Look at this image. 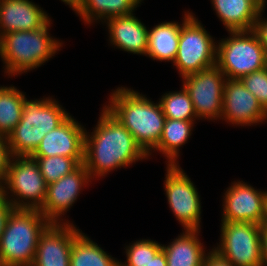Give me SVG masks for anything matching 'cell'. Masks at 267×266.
Masks as SVG:
<instances>
[{"instance_id": "obj_12", "label": "cell", "mask_w": 267, "mask_h": 266, "mask_svg": "<svg viewBox=\"0 0 267 266\" xmlns=\"http://www.w3.org/2000/svg\"><path fill=\"white\" fill-rule=\"evenodd\" d=\"M221 222H267V191L243 181L231 182L223 195Z\"/></svg>"}, {"instance_id": "obj_25", "label": "cell", "mask_w": 267, "mask_h": 266, "mask_svg": "<svg viewBox=\"0 0 267 266\" xmlns=\"http://www.w3.org/2000/svg\"><path fill=\"white\" fill-rule=\"evenodd\" d=\"M26 99L15 86H0V136L7 138L19 123Z\"/></svg>"}, {"instance_id": "obj_24", "label": "cell", "mask_w": 267, "mask_h": 266, "mask_svg": "<svg viewBox=\"0 0 267 266\" xmlns=\"http://www.w3.org/2000/svg\"><path fill=\"white\" fill-rule=\"evenodd\" d=\"M70 266H119V260L81 231L73 240Z\"/></svg>"}, {"instance_id": "obj_30", "label": "cell", "mask_w": 267, "mask_h": 266, "mask_svg": "<svg viewBox=\"0 0 267 266\" xmlns=\"http://www.w3.org/2000/svg\"><path fill=\"white\" fill-rule=\"evenodd\" d=\"M11 158L7 138L0 136V187L4 183Z\"/></svg>"}, {"instance_id": "obj_3", "label": "cell", "mask_w": 267, "mask_h": 266, "mask_svg": "<svg viewBox=\"0 0 267 266\" xmlns=\"http://www.w3.org/2000/svg\"><path fill=\"white\" fill-rule=\"evenodd\" d=\"M51 19L40 29L16 31L0 37V58L8 77L27 73L48 62L63 41L50 35Z\"/></svg>"}, {"instance_id": "obj_5", "label": "cell", "mask_w": 267, "mask_h": 266, "mask_svg": "<svg viewBox=\"0 0 267 266\" xmlns=\"http://www.w3.org/2000/svg\"><path fill=\"white\" fill-rule=\"evenodd\" d=\"M69 114L59 101L52 97L26 99L21 120L7 136L12 157L31 156L43 137L60 126Z\"/></svg>"}, {"instance_id": "obj_31", "label": "cell", "mask_w": 267, "mask_h": 266, "mask_svg": "<svg viewBox=\"0 0 267 266\" xmlns=\"http://www.w3.org/2000/svg\"><path fill=\"white\" fill-rule=\"evenodd\" d=\"M264 11L265 7L260 11L258 15L253 27V31L258 36L261 45L267 52V18L266 19L265 17L262 18Z\"/></svg>"}, {"instance_id": "obj_33", "label": "cell", "mask_w": 267, "mask_h": 266, "mask_svg": "<svg viewBox=\"0 0 267 266\" xmlns=\"http://www.w3.org/2000/svg\"><path fill=\"white\" fill-rule=\"evenodd\" d=\"M12 209V205L0 192V236L4 230L6 220Z\"/></svg>"}, {"instance_id": "obj_35", "label": "cell", "mask_w": 267, "mask_h": 266, "mask_svg": "<svg viewBox=\"0 0 267 266\" xmlns=\"http://www.w3.org/2000/svg\"><path fill=\"white\" fill-rule=\"evenodd\" d=\"M147 266H167V258L163 250H161Z\"/></svg>"}, {"instance_id": "obj_27", "label": "cell", "mask_w": 267, "mask_h": 266, "mask_svg": "<svg viewBox=\"0 0 267 266\" xmlns=\"http://www.w3.org/2000/svg\"><path fill=\"white\" fill-rule=\"evenodd\" d=\"M47 184L58 181L73 171L79 164L84 163V157H32Z\"/></svg>"}, {"instance_id": "obj_20", "label": "cell", "mask_w": 267, "mask_h": 266, "mask_svg": "<svg viewBox=\"0 0 267 266\" xmlns=\"http://www.w3.org/2000/svg\"><path fill=\"white\" fill-rule=\"evenodd\" d=\"M192 14V11H185L181 24L175 21L162 22L150 28L146 56L156 61L173 63L178 52L181 25Z\"/></svg>"}, {"instance_id": "obj_19", "label": "cell", "mask_w": 267, "mask_h": 266, "mask_svg": "<svg viewBox=\"0 0 267 266\" xmlns=\"http://www.w3.org/2000/svg\"><path fill=\"white\" fill-rule=\"evenodd\" d=\"M211 4L227 31L253 30L265 7L259 0H211Z\"/></svg>"}, {"instance_id": "obj_15", "label": "cell", "mask_w": 267, "mask_h": 266, "mask_svg": "<svg viewBox=\"0 0 267 266\" xmlns=\"http://www.w3.org/2000/svg\"><path fill=\"white\" fill-rule=\"evenodd\" d=\"M80 232L73 223H52L39 238L32 266H70L73 240Z\"/></svg>"}, {"instance_id": "obj_6", "label": "cell", "mask_w": 267, "mask_h": 266, "mask_svg": "<svg viewBox=\"0 0 267 266\" xmlns=\"http://www.w3.org/2000/svg\"><path fill=\"white\" fill-rule=\"evenodd\" d=\"M217 41L216 66L226 79H240L267 66V52L253 30L227 31Z\"/></svg>"}, {"instance_id": "obj_21", "label": "cell", "mask_w": 267, "mask_h": 266, "mask_svg": "<svg viewBox=\"0 0 267 266\" xmlns=\"http://www.w3.org/2000/svg\"><path fill=\"white\" fill-rule=\"evenodd\" d=\"M200 230H184L167 246L162 245L167 266H203L207 251L199 240Z\"/></svg>"}, {"instance_id": "obj_37", "label": "cell", "mask_w": 267, "mask_h": 266, "mask_svg": "<svg viewBox=\"0 0 267 266\" xmlns=\"http://www.w3.org/2000/svg\"><path fill=\"white\" fill-rule=\"evenodd\" d=\"M265 7H266V3H267V1L266 0H259Z\"/></svg>"}, {"instance_id": "obj_4", "label": "cell", "mask_w": 267, "mask_h": 266, "mask_svg": "<svg viewBox=\"0 0 267 266\" xmlns=\"http://www.w3.org/2000/svg\"><path fill=\"white\" fill-rule=\"evenodd\" d=\"M51 224L37 209L13 208L0 236V266H32L39 238Z\"/></svg>"}, {"instance_id": "obj_16", "label": "cell", "mask_w": 267, "mask_h": 266, "mask_svg": "<svg viewBox=\"0 0 267 266\" xmlns=\"http://www.w3.org/2000/svg\"><path fill=\"white\" fill-rule=\"evenodd\" d=\"M85 130L71 115L48 132L31 157H84Z\"/></svg>"}, {"instance_id": "obj_7", "label": "cell", "mask_w": 267, "mask_h": 266, "mask_svg": "<svg viewBox=\"0 0 267 266\" xmlns=\"http://www.w3.org/2000/svg\"><path fill=\"white\" fill-rule=\"evenodd\" d=\"M48 184L31 156H13L1 186L2 195L16 209L39 210Z\"/></svg>"}, {"instance_id": "obj_11", "label": "cell", "mask_w": 267, "mask_h": 266, "mask_svg": "<svg viewBox=\"0 0 267 266\" xmlns=\"http://www.w3.org/2000/svg\"><path fill=\"white\" fill-rule=\"evenodd\" d=\"M226 80L216 65L182 77V84L189 93L199 120L220 119Z\"/></svg>"}, {"instance_id": "obj_8", "label": "cell", "mask_w": 267, "mask_h": 266, "mask_svg": "<svg viewBox=\"0 0 267 266\" xmlns=\"http://www.w3.org/2000/svg\"><path fill=\"white\" fill-rule=\"evenodd\" d=\"M217 43L192 14L182 25L178 52L173 62L180 77L197 73L216 65Z\"/></svg>"}, {"instance_id": "obj_23", "label": "cell", "mask_w": 267, "mask_h": 266, "mask_svg": "<svg viewBox=\"0 0 267 266\" xmlns=\"http://www.w3.org/2000/svg\"><path fill=\"white\" fill-rule=\"evenodd\" d=\"M194 124L196 121H184L176 119H165L163 133L157 146L153 152H160L165 156L166 165H179L177 161L179 157L180 147L185 145L192 135Z\"/></svg>"}, {"instance_id": "obj_26", "label": "cell", "mask_w": 267, "mask_h": 266, "mask_svg": "<svg viewBox=\"0 0 267 266\" xmlns=\"http://www.w3.org/2000/svg\"><path fill=\"white\" fill-rule=\"evenodd\" d=\"M180 91L165 92L159 98L163 114L168 119L197 121V115L194 111L193 102L190 99L188 91L182 85Z\"/></svg>"}, {"instance_id": "obj_13", "label": "cell", "mask_w": 267, "mask_h": 266, "mask_svg": "<svg viewBox=\"0 0 267 266\" xmlns=\"http://www.w3.org/2000/svg\"><path fill=\"white\" fill-rule=\"evenodd\" d=\"M92 180L84 163L79 164L58 181L48 184L46 197L39 211L51 223H71L61 217L70 210L81 194V190L89 186Z\"/></svg>"}, {"instance_id": "obj_29", "label": "cell", "mask_w": 267, "mask_h": 266, "mask_svg": "<svg viewBox=\"0 0 267 266\" xmlns=\"http://www.w3.org/2000/svg\"><path fill=\"white\" fill-rule=\"evenodd\" d=\"M240 80L267 112V66L251 74L244 75Z\"/></svg>"}, {"instance_id": "obj_10", "label": "cell", "mask_w": 267, "mask_h": 266, "mask_svg": "<svg viewBox=\"0 0 267 266\" xmlns=\"http://www.w3.org/2000/svg\"><path fill=\"white\" fill-rule=\"evenodd\" d=\"M164 191L169 208L183 230H200L201 200L195 184L180 165H167Z\"/></svg>"}, {"instance_id": "obj_9", "label": "cell", "mask_w": 267, "mask_h": 266, "mask_svg": "<svg viewBox=\"0 0 267 266\" xmlns=\"http://www.w3.org/2000/svg\"><path fill=\"white\" fill-rule=\"evenodd\" d=\"M261 229L251 222H221L220 242L212 250L234 266H263Z\"/></svg>"}, {"instance_id": "obj_1", "label": "cell", "mask_w": 267, "mask_h": 266, "mask_svg": "<svg viewBox=\"0 0 267 266\" xmlns=\"http://www.w3.org/2000/svg\"><path fill=\"white\" fill-rule=\"evenodd\" d=\"M91 132L85 130L84 165L92 179L148 159L132 134L105 108Z\"/></svg>"}, {"instance_id": "obj_34", "label": "cell", "mask_w": 267, "mask_h": 266, "mask_svg": "<svg viewBox=\"0 0 267 266\" xmlns=\"http://www.w3.org/2000/svg\"><path fill=\"white\" fill-rule=\"evenodd\" d=\"M261 244H262L263 266H267V222L262 225Z\"/></svg>"}, {"instance_id": "obj_22", "label": "cell", "mask_w": 267, "mask_h": 266, "mask_svg": "<svg viewBox=\"0 0 267 266\" xmlns=\"http://www.w3.org/2000/svg\"><path fill=\"white\" fill-rule=\"evenodd\" d=\"M143 0H82L75 9V13L85 22L91 25L108 19L129 15L137 10Z\"/></svg>"}, {"instance_id": "obj_14", "label": "cell", "mask_w": 267, "mask_h": 266, "mask_svg": "<svg viewBox=\"0 0 267 266\" xmlns=\"http://www.w3.org/2000/svg\"><path fill=\"white\" fill-rule=\"evenodd\" d=\"M220 120L233 126H255L267 120V112L240 79H227Z\"/></svg>"}, {"instance_id": "obj_28", "label": "cell", "mask_w": 267, "mask_h": 266, "mask_svg": "<svg viewBox=\"0 0 267 266\" xmlns=\"http://www.w3.org/2000/svg\"><path fill=\"white\" fill-rule=\"evenodd\" d=\"M126 261L119 266H147L161 250L162 244L151 239H140L125 246Z\"/></svg>"}, {"instance_id": "obj_18", "label": "cell", "mask_w": 267, "mask_h": 266, "mask_svg": "<svg viewBox=\"0 0 267 266\" xmlns=\"http://www.w3.org/2000/svg\"><path fill=\"white\" fill-rule=\"evenodd\" d=\"M104 23L114 48L116 46V49L124 52L146 56L149 28L134 13L113 17Z\"/></svg>"}, {"instance_id": "obj_17", "label": "cell", "mask_w": 267, "mask_h": 266, "mask_svg": "<svg viewBox=\"0 0 267 266\" xmlns=\"http://www.w3.org/2000/svg\"><path fill=\"white\" fill-rule=\"evenodd\" d=\"M49 20L43 8L30 0H0V37L16 31L38 30Z\"/></svg>"}, {"instance_id": "obj_32", "label": "cell", "mask_w": 267, "mask_h": 266, "mask_svg": "<svg viewBox=\"0 0 267 266\" xmlns=\"http://www.w3.org/2000/svg\"><path fill=\"white\" fill-rule=\"evenodd\" d=\"M203 266H234L214 250L208 249Z\"/></svg>"}, {"instance_id": "obj_2", "label": "cell", "mask_w": 267, "mask_h": 266, "mask_svg": "<svg viewBox=\"0 0 267 266\" xmlns=\"http://www.w3.org/2000/svg\"><path fill=\"white\" fill-rule=\"evenodd\" d=\"M104 107L132 134L148 154L159 143L165 122L160 102L154 103L146 95L127 87H118L110 93Z\"/></svg>"}, {"instance_id": "obj_36", "label": "cell", "mask_w": 267, "mask_h": 266, "mask_svg": "<svg viewBox=\"0 0 267 266\" xmlns=\"http://www.w3.org/2000/svg\"><path fill=\"white\" fill-rule=\"evenodd\" d=\"M64 4L69 5L73 11L80 5L82 0H61Z\"/></svg>"}]
</instances>
